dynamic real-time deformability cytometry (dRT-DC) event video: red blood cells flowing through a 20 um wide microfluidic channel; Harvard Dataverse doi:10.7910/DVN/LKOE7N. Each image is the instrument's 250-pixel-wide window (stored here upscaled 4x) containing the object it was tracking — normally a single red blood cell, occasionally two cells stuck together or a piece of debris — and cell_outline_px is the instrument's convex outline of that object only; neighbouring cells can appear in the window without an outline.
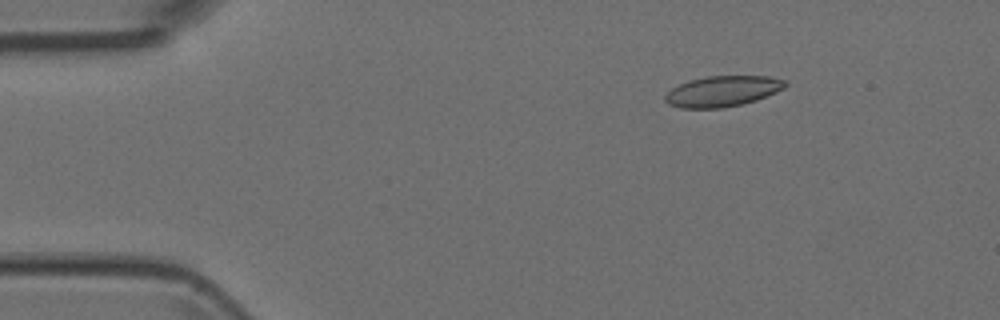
{"species": "Egyptian fruit bat (a non-hibernating species)", "species_latin": "Rousettus aegyptiacus", "temperature_condition": "room temperature", "stored_images_in_passage": 3, "camera_frame_rate_fps": 3000, "um_per_image_px": 0.085, "animal": {"sex": "female"}, "frame": {"image": 1, "passage_image": 1, "time_ms": 0.0, "image_size_px": [1000, 320], "cell_outline_px": [[788, 84], [784, 88], [776, 92], [756, 100], [744, 104], [724, 108], [680, 108], [668, 104], [664, 100], [664, 96], [672, 88], [688, 80], [708, 76], [768, 76], [784, 80]], "centroid_in_image_um": [61.4, 7.76], "position_along_channel_um": 23.6, "area_um2": 21.56}}
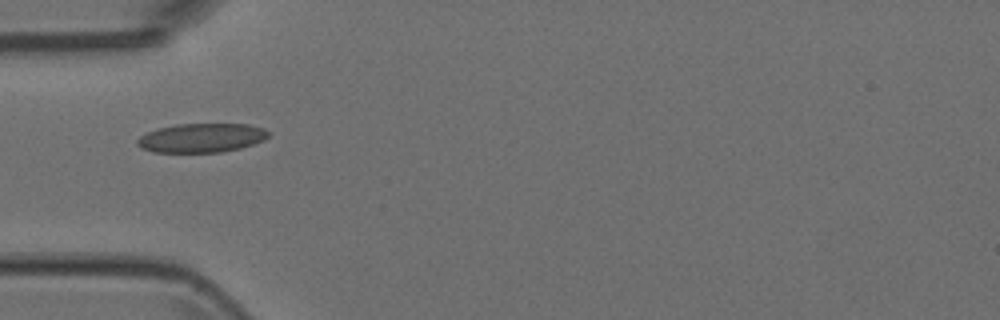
{"frame": {"image": 2, "passage_image": 3, "time_ms": 0.667, "image_size_px": [1000, 320], "cell_outline_px": [[268, 136], [264, 140], [240, 148], [220, 152], [152, 152], [140, 148], [136, 144], [136, 140], [140, 136], [156, 128], [176, 124], [248, 124], [264, 128], [268, 132]], "centroid_in_image_um": [17.09, 11.72], "position_along_channel_um": 67.9, "area_um2": 22.25}}